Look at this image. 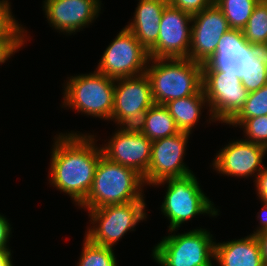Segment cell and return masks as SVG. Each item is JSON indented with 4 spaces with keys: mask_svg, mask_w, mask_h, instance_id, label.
Here are the masks:
<instances>
[{
    "mask_svg": "<svg viewBox=\"0 0 267 266\" xmlns=\"http://www.w3.org/2000/svg\"><path fill=\"white\" fill-rule=\"evenodd\" d=\"M159 26L158 40L148 52L149 58H188L192 15L168 3Z\"/></svg>",
    "mask_w": 267,
    "mask_h": 266,
    "instance_id": "cell-14",
    "label": "cell"
},
{
    "mask_svg": "<svg viewBox=\"0 0 267 266\" xmlns=\"http://www.w3.org/2000/svg\"><path fill=\"white\" fill-rule=\"evenodd\" d=\"M202 88L207 99L208 123L228 124L243 108L248 91L240 77L215 68L211 63L202 64Z\"/></svg>",
    "mask_w": 267,
    "mask_h": 266,
    "instance_id": "cell-8",
    "label": "cell"
},
{
    "mask_svg": "<svg viewBox=\"0 0 267 266\" xmlns=\"http://www.w3.org/2000/svg\"><path fill=\"white\" fill-rule=\"evenodd\" d=\"M136 128L151 141L180 132L165 105L153 104L142 116Z\"/></svg>",
    "mask_w": 267,
    "mask_h": 266,
    "instance_id": "cell-21",
    "label": "cell"
},
{
    "mask_svg": "<svg viewBox=\"0 0 267 266\" xmlns=\"http://www.w3.org/2000/svg\"><path fill=\"white\" fill-rule=\"evenodd\" d=\"M262 208L260 209V212L257 213V219L259 221V225L253 233H250L252 235H256L264 230H267V202L261 201Z\"/></svg>",
    "mask_w": 267,
    "mask_h": 266,
    "instance_id": "cell-33",
    "label": "cell"
},
{
    "mask_svg": "<svg viewBox=\"0 0 267 266\" xmlns=\"http://www.w3.org/2000/svg\"><path fill=\"white\" fill-rule=\"evenodd\" d=\"M63 84L61 108L111 122L115 79L94 70L67 77Z\"/></svg>",
    "mask_w": 267,
    "mask_h": 266,
    "instance_id": "cell-5",
    "label": "cell"
},
{
    "mask_svg": "<svg viewBox=\"0 0 267 266\" xmlns=\"http://www.w3.org/2000/svg\"><path fill=\"white\" fill-rule=\"evenodd\" d=\"M259 0H214L222 10L230 29L243 30Z\"/></svg>",
    "mask_w": 267,
    "mask_h": 266,
    "instance_id": "cell-23",
    "label": "cell"
},
{
    "mask_svg": "<svg viewBox=\"0 0 267 266\" xmlns=\"http://www.w3.org/2000/svg\"><path fill=\"white\" fill-rule=\"evenodd\" d=\"M166 186L165 195L160 205L161 214L169 221L168 231L179 229L182 224L188 223L198 215H208L210 217L219 216L220 209L215 207L202 190L196 174L193 172L181 176L168 178L160 181L153 187Z\"/></svg>",
    "mask_w": 267,
    "mask_h": 266,
    "instance_id": "cell-4",
    "label": "cell"
},
{
    "mask_svg": "<svg viewBox=\"0 0 267 266\" xmlns=\"http://www.w3.org/2000/svg\"><path fill=\"white\" fill-rule=\"evenodd\" d=\"M265 115H267V84L248 93L243 108L227 125L238 128L248 118Z\"/></svg>",
    "mask_w": 267,
    "mask_h": 266,
    "instance_id": "cell-26",
    "label": "cell"
},
{
    "mask_svg": "<svg viewBox=\"0 0 267 266\" xmlns=\"http://www.w3.org/2000/svg\"><path fill=\"white\" fill-rule=\"evenodd\" d=\"M153 104L150 81L145 73L115 79L111 122L117 127H136Z\"/></svg>",
    "mask_w": 267,
    "mask_h": 266,
    "instance_id": "cell-10",
    "label": "cell"
},
{
    "mask_svg": "<svg viewBox=\"0 0 267 266\" xmlns=\"http://www.w3.org/2000/svg\"><path fill=\"white\" fill-rule=\"evenodd\" d=\"M11 223H9V219H7L6 215L0 214V249L2 250H11L9 247V239L12 234Z\"/></svg>",
    "mask_w": 267,
    "mask_h": 266,
    "instance_id": "cell-31",
    "label": "cell"
},
{
    "mask_svg": "<svg viewBox=\"0 0 267 266\" xmlns=\"http://www.w3.org/2000/svg\"><path fill=\"white\" fill-rule=\"evenodd\" d=\"M101 0H44L42 10L52 30L74 35L89 28L101 13Z\"/></svg>",
    "mask_w": 267,
    "mask_h": 266,
    "instance_id": "cell-15",
    "label": "cell"
},
{
    "mask_svg": "<svg viewBox=\"0 0 267 266\" xmlns=\"http://www.w3.org/2000/svg\"><path fill=\"white\" fill-rule=\"evenodd\" d=\"M255 190L260 201L267 202V167L266 164L264 168L257 175L254 182Z\"/></svg>",
    "mask_w": 267,
    "mask_h": 266,
    "instance_id": "cell-32",
    "label": "cell"
},
{
    "mask_svg": "<svg viewBox=\"0 0 267 266\" xmlns=\"http://www.w3.org/2000/svg\"><path fill=\"white\" fill-rule=\"evenodd\" d=\"M12 250L0 249V266H14L12 258Z\"/></svg>",
    "mask_w": 267,
    "mask_h": 266,
    "instance_id": "cell-35",
    "label": "cell"
},
{
    "mask_svg": "<svg viewBox=\"0 0 267 266\" xmlns=\"http://www.w3.org/2000/svg\"><path fill=\"white\" fill-rule=\"evenodd\" d=\"M117 129L115 128L106 143L100 145L103 156L114 163L134 169L144 179L151 160L152 141L136 127Z\"/></svg>",
    "mask_w": 267,
    "mask_h": 266,
    "instance_id": "cell-12",
    "label": "cell"
},
{
    "mask_svg": "<svg viewBox=\"0 0 267 266\" xmlns=\"http://www.w3.org/2000/svg\"><path fill=\"white\" fill-rule=\"evenodd\" d=\"M242 31L250 45L267 49V0H259Z\"/></svg>",
    "mask_w": 267,
    "mask_h": 266,
    "instance_id": "cell-22",
    "label": "cell"
},
{
    "mask_svg": "<svg viewBox=\"0 0 267 266\" xmlns=\"http://www.w3.org/2000/svg\"><path fill=\"white\" fill-rule=\"evenodd\" d=\"M240 80L248 92L256 91L267 84V49H258L255 52Z\"/></svg>",
    "mask_w": 267,
    "mask_h": 266,
    "instance_id": "cell-24",
    "label": "cell"
},
{
    "mask_svg": "<svg viewBox=\"0 0 267 266\" xmlns=\"http://www.w3.org/2000/svg\"><path fill=\"white\" fill-rule=\"evenodd\" d=\"M27 41L28 38H0V65L24 47Z\"/></svg>",
    "mask_w": 267,
    "mask_h": 266,
    "instance_id": "cell-29",
    "label": "cell"
},
{
    "mask_svg": "<svg viewBox=\"0 0 267 266\" xmlns=\"http://www.w3.org/2000/svg\"><path fill=\"white\" fill-rule=\"evenodd\" d=\"M131 21L125 26L131 31L142 46L149 52L157 43L159 23L167 0H137Z\"/></svg>",
    "mask_w": 267,
    "mask_h": 266,
    "instance_id": "cell-18",
    "label": "cell"
},
{
    "mask_svg": "<svg viewBox=\"0 0 267 266\" xmlns=\"http://www.w3.org/2000/svg\"><path fill=\"white\" fill-rule=\"evenodd\" d=\"M178 230H169L154 245V262L160 266H215V240L208 229L196 227L184 233Z\"/></svg>",
    "mask_w": 267,
    "mask_h": 266,
    "instance_id": "cell-6",
    "label": "cell"
},
{
    "mask_svg": "<svg viewBox=\"0 0 267 266\" xmlns=\"http://www.w3.org/2000/svg\"><path fill=\"white\" fill-rule=\"evenodd\" d=\"M257 47L250 45L242 30L229 29L219 40L215 55L206 63L234 76L241 77Z\"/></svg>",
    "mask_w": 267,
    "mask_h": 266,
    "instance_id": "cell-17",
    "label": "cell"
},
{
    "mask_svg": "<svg viewBox=\"0 0 267 266\" xmlns=\"http://www.w3.org/2000/svg\"><path fill=\"white\" fill-rule=\"evenodd\" d=\"M267 148L260 144L242 139L230 140L217 151L210 165L218 174L230 177L251 178L255 182L264 168L263 159Z\"/></svg>",
    "mask_w": 267,
    "mask_h": 266,
    "instance_id": "cell-13",
    "label": "cell"
},
{
    "mask_svg": "<svg viewBox=\"0 0 267 266\" xmlns=\"http://www.w3.org/2000/svg\"><path fill=\"white\" fill-rule=\"evenodd\" d=\"M214 261L218 266H265L259 242L252 234L222 243L215 239Z\"/></svg>",
    "mask_w": 267,
    "mask_h": 266,
    "instance_id": "cell-19",
    "label": "cell"
},
{
    "mask_svg": "<svg viewBox=\"0 0 267 266\" xmlns=\"http://www.w3.org/2000/svg\"><path fill=\"white\" fill-rule=\"evenodd\" d=\"M213 2L214 0H168V3L173 7L183 10L190 15L200 13Z\"/></svg>",
    "mask_w": 267,
    "mask_h": 266,
    "instance_id": "cell-30",
    "label": "cell"
},
{
    "mask_svg": "<svg viewBox=\"0 0 267 266\" xmlns=\"http://www.w3.org/2000/svg\"><path fill=\"white\" fill-rule=\"evenodd\" d=\"M143 177L134 169L114 163L103 155L92 187L79 209L93 210L106 205L145 201Z\"/></svg>",
    "mask_w": 267,
    "mask_h": 266,
    "instance_id": "cell-2",
    "label": "cell"
},
{
    "mask_svg": "<svg viewBox=\"0 0 267 266\" xmlns=\"http://www.w3.org/2000/svg\"><path fill=\"white\" fill-rule=\"evenodd\" d=\"M77 266H119L114 248L92 243L84 237Z\"/></svg>",
    "mask_w": 267,
    "mask_h": 266,
    "instance_id": "cell-25",
    "label": "cell"
},
{
    "mask_svg": "<svg viewBox=\"0 0 267 266\" xmlns=\"http://www.w3.org/2000/svg\"><path fill=\"white\" fill-rule=\"evenodd\" d=\"M191 133L180 131L152 141L151 160L143 179L147 188L168 178L181 177L193 171L184 162Z\"/></svg>",
    "mask_w": 267,
    "mask_h": 266,
    "instance_id": "cell-11",
    "label": "cell"
},
{
    "mask_svg": "<svg viewBox=\"0 0 267 266\" xmlns=\"http://www.w3.org/2000/svg\"><path fill=\"white\" fill-rule=\"evenodd\" d=\"M26 28L15 19L9 0H0V38H28ZM29 35V36H28Z\"/></svg>",
    "mask_w": 267,
    "mask_h": 266,
    "instance_id": "cell-27",
    "label": "cell"
},
{
    "mask_svg": "<svg viewBox=\"0 0 267 266\" xmlns=\"http://www.w3.org/2000/svg\"><path fill=\"white\" fill-rule=\"evenodd\" d=\"M145 74L154 104L165 105L202 89V64L188 58H149Z\"/></svg>",
    "mask_w": 267,
    "mask_h": 266,
    "instance_id": "cell-3",
    "label": "cell"
},
{
    "mask_svg": "<svg viewBox=\"0 0 267 266\" xmlns=\"http://www.w3.org/2000/svg\"><path fill=\"white\" fill-rule=\"evenodd\" d=\"M54 137L48 183L67 194L73 204L79 206L92 187L97 165L103 155L101 146L97 144L98 136L72 130L60 132Z\"/></svg>",
    "mask_w": 267,
    "mask_h": 266,
    "instance_id": "cell-1",
    "label": "cell"
},
{
    "mask_svg": "<svg viewBox=\"0 0 267 266\" xmlns=\"http://www.w3.org/2000/svg\"><path fill=\"white\" fill-rule=\"evenodd\" d=\"M148 51L134 34L123 27L104 50L95 70L113 79L145 73Z\"/></svg>",
    "mask_w": 267,
    "mask_h": 266,
    "instance_id": "cell-9",
    "label": "cell"
},
{
    "mask_svg": "<svg viewBox=\"0 0 267 266\" xmlns=\"http://www.w3.org/2000/svg\"><path fill=\"white\" fill-rule=\"evenodd\" d=\"M146 206L145 201H132L88 210L91 223L84 236L94 244L114 248L125 234L146 221Z\"/></svg>",
    "mask_w": 267,
    "mask_h": 266,
    "instance_id": "cell-7",
    "label": "cell"
},
{
    "mask_svg": "<svg viewBox=\"0 0 267 266\" xmlns=\"http://www.w3.org/2000/svg\"><path fill=\"white\" fill-rule=\"evenodd\" d=\"M180 131L193 133L204 109L209 110L203 88L194 95L174 99L165 104ZM206 106V107H205Z\"/></svg>",
    "mask_w": 267,
    "mask_h": 266,
    "instance_id": "cell-20",
    "label": "cell"
},
{
    "mask_svg": "<svg viewBox=\"0 0 267 266\" xmlns=\"http://www.w3.org/2000/svg\"><path fill=\"white\" fill-rule=\"evenodd\" d=\"M230 29L222 10L213 2L192 15L188 59L204 64L216 53L219 40Z\"/></svg>",
    "mask_w": 267,
    "mask_h": 266,
    "instance_id": "cell-16",
    "label": "cell"
},
{
    "mask_svg": "<svg viewBox=\"0 0 267 266\" xmlns=\"http://www.w3.org/2000/svg\"><path fill=\"white\" fill-rule=\"evenodd\" d=\"M239 128L243 130L244 140L267 148V115L246 119Z\"/></svg>",
    "mask_w": 267,
    "mask_h": 266,
    "instance_id": "cell-28",
    "label": "cell"
},
{
    "mask_svg": "<svg viewBox=\"0 0 267 266\" xmlns=\"http://www.w3.org/2000/svg\"><path fill=\"white\" fill-rule=\"evenodd\" d=\"M261 250L262 260L265 266H267V230H264L255 235Z\"/></svg>",
    "mask_w": 267,
    "mask_h": 266,
    "instance_id": "cell-34",
    "label": "cell"
}]
</instances>
